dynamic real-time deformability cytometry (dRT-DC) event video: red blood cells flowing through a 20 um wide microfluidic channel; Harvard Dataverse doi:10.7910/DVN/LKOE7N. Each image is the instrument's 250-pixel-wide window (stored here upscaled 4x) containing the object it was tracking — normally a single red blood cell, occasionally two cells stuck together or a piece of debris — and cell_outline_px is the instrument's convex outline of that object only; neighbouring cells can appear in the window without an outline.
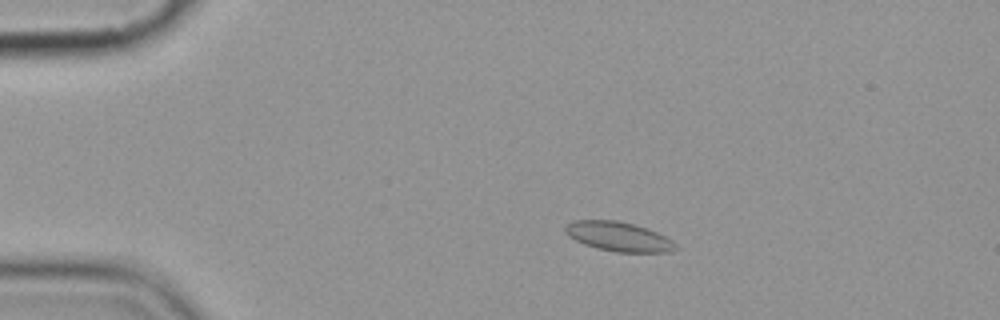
{"species": "common noctule bat (a hibernating species)", "species_latin": "Nyctalus noctula", "temperature_condition": "cold", "stored_images_in_passage": 6, "camera_frame_rate_fps": 3000, "um_per_image_px": 0.085, "animal": {"sex": "female", "body_mass_g": 19.9}, "frame": {"image": 1, "passage_image": 3, "time_ms": 2.333, "image_size_px": [1000, 320], "cell_outline_px": [[676, 248], [668, 252], [616, 252], [596, 248], [584, 244], [568, 236], [564, 232], [564, 224], [576, 220], [616, 220], [648, 228], [672, 240], [676, 244]], "centroid_in_image_um": [52.53, 20.1], "position_along_channel_um": 32.5, "area_um2": 18.9}}
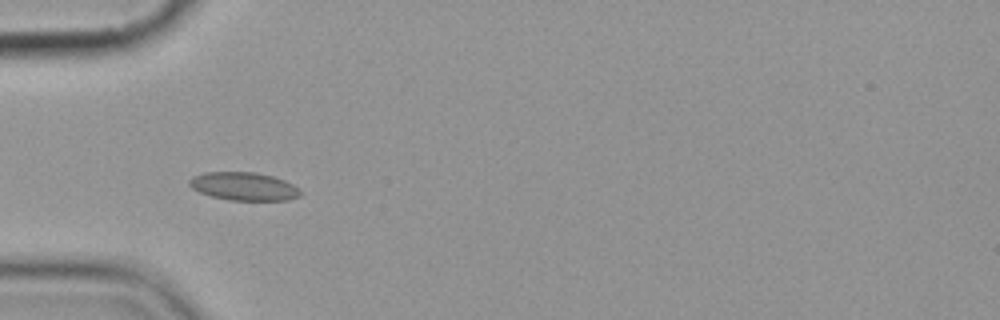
{"frame": {"image": 2, "passage_image": 5, "time_ms": 4.667, "image_size_px": [1000, 320], "cell_outline_px": [[300, 196], [288, 200], [228, 200], [212, 196], [200, 192], [192, 188], [188, 184], [188, 180], [192, 176], [204, 172], [256, 172], [272, 176], [284, 180], [292, 184], [300, 192]], "centroid_in_image_um": [20.68, 15.83], "position_along_channel_um": 64.3, "area_um2": 18.15}}
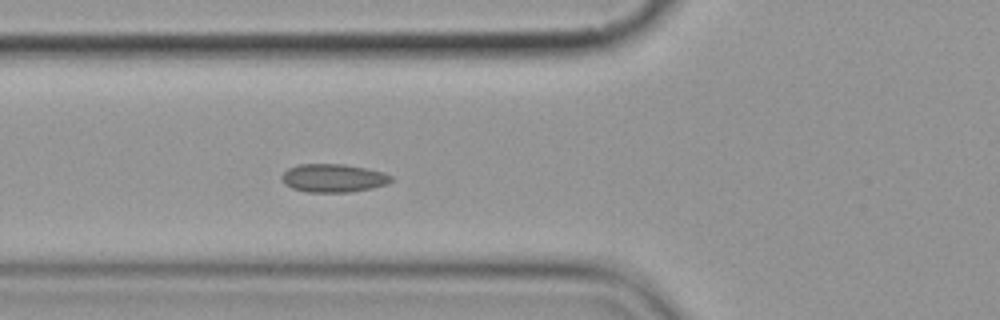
{"frame": {"image": 3, "passage_image": 6, "time_ms": 5.667, "image_size_px": [1000, 320], "cell_outline_px": [[392, 180], [388, 184], [372, 188], [352, 192], [308, 192], [292, 188], [284, 184], [280, 176], [288, 168], [300, 164], [344, 164], [384, 172], [392, 176]], "centroid_in_image_um": [28.33, 15.14], "position_along_channel_um": 97.5, "area_um2": 18.09}}